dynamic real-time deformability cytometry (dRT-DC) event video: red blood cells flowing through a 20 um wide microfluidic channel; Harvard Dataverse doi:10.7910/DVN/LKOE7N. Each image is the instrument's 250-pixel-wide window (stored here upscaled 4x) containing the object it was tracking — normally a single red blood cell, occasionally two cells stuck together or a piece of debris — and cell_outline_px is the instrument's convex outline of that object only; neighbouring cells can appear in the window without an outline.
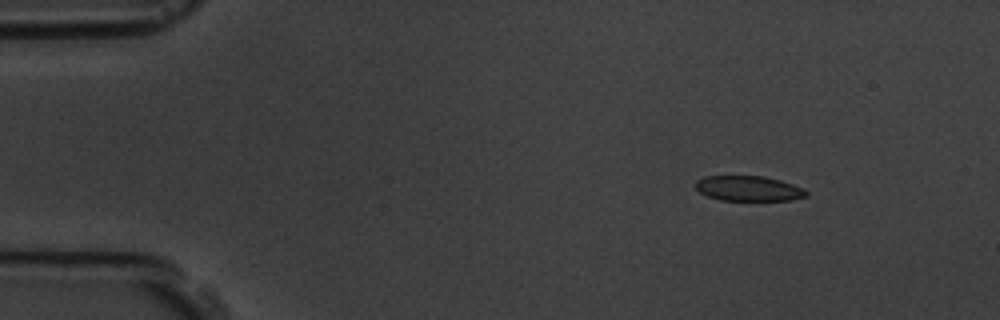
{"species": "common noctule bat (a hibernating species)", "species_latin": "Nyctalus noctula", "temperature_condition": "room temperature", "stored_images_in_passage": 5, "camera_frame_rate_fps": 3000, "um_per_image_px": 0.085, "animal": {"sex": "male", "body_mass_g": 19.5, "forearm_length_mm": 54.6}, "frame": {"image": 1, "passage_image": 1, "time_ms": 0.0, "image_size_px": [1000, 320], "cell_outline_px": [[808, 196], [792, 200], [720, 200], [708, 196], [700, 192], [696, 188], [696, 180], [704, 176], [764, 176], [780, 180], [804, 188], [808, 192]], "centroid_in_image_um": [63.65, 16.02], "position_along_channel_um": 21.3, "area_um2": 16.24}}
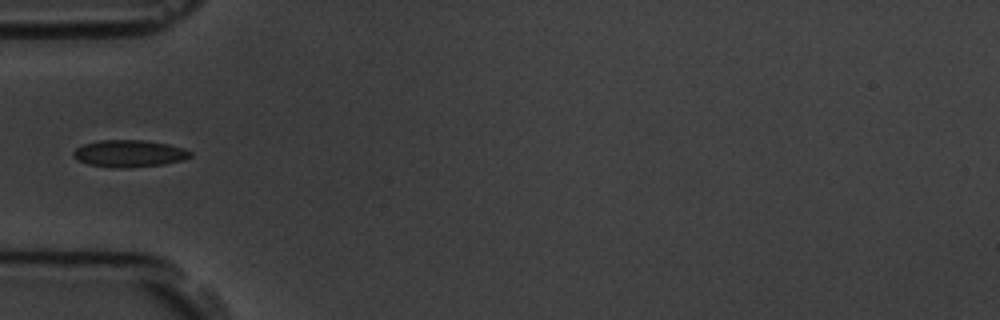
{"frame": {"image": 2, "passage_image": 4, "time_ms": 3.667, "image_size_px": [1000, 320], "cell_outline_px": [[192, 156], [184, 160], [164, 164], [124, 168], [116, 168], [88, 164], [76, 160], [72, 156], [72, 152], [76, 148], [84, 144], [96, 140], [144, 140], [168, 144], [184, 148], [192, 152]], "centroid_in_image_um": [10.97, 13.05], "position_along_channel_um": 74.0, "area_um2": 18.61}}
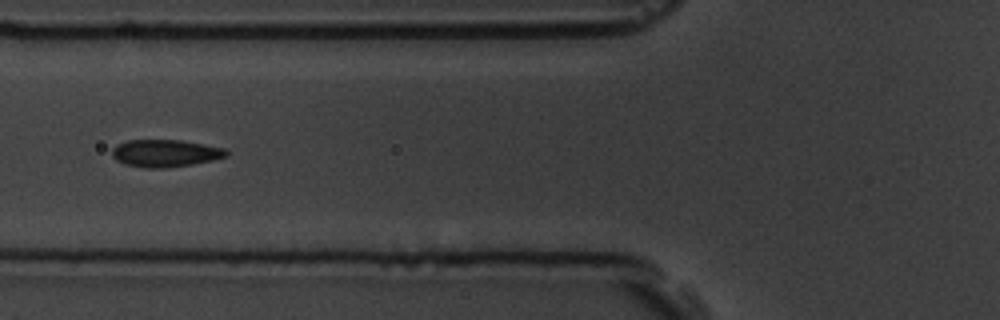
{"frame": {"image": 3, "passage_image": 5, "time_ms": 4.667, "image_size_px": [1000, 320], "cell_outline_px": [[228, 156], [212, 160], [192, 164], [164, 168], [144, 168], [124, 164], [116, 160], [112, 156], [112, 148], [116, 144], [128, 140], [180, 140], [204, 144], [224, 148], [228, 152]], "centroid_in_image_um": [14.02, 13.02], "position_along_channel_um": 111.8, "area_um2": 18.26}}